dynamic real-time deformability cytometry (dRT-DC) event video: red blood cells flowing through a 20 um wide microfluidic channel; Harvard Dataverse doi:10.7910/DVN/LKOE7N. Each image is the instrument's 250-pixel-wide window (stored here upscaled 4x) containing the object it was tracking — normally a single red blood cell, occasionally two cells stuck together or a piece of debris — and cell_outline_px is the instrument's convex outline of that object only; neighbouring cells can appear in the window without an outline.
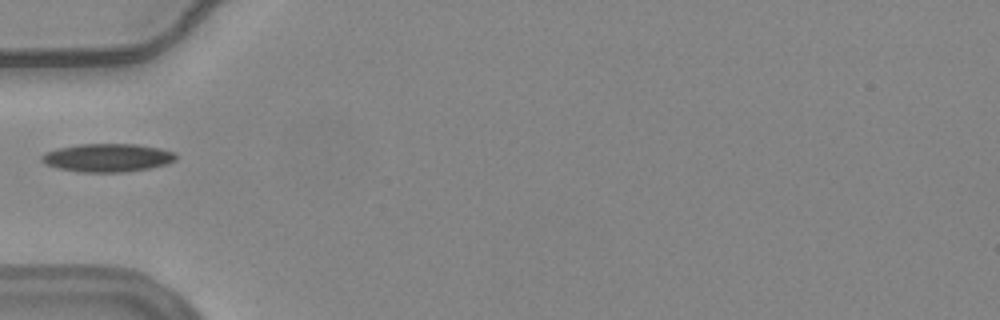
{"species": "common noctule bat (a hibernating species)", "species_latin": "Nyctalus noctula", "temperature_condition": "warm", "stored_images_in_passage": 37, "camera_frame_rate_fps": 3000, "um_per_image_px": 0.085, "animal": {"sex": "female", "body_mass_g": 24.6, "forearm_length_mm": 56.2}, "frame": {"image": 1, "passage_image": 1, "time_ms": 0.0, "image_size_px": [1000, 320], "cell_outline_px": [[176, 160], [168, 164], [128, 172], [80, 172], [60, 168], [44, 164], [40, 160], [40, 156], [44, 152], [60, 148], [80, 144], [136, 144], [160, 148], [176, 152]], "centroid_in_image_um": [9.15, 13.41], "position_along_channel_um": 75.8, "area_um2": 22.2}}
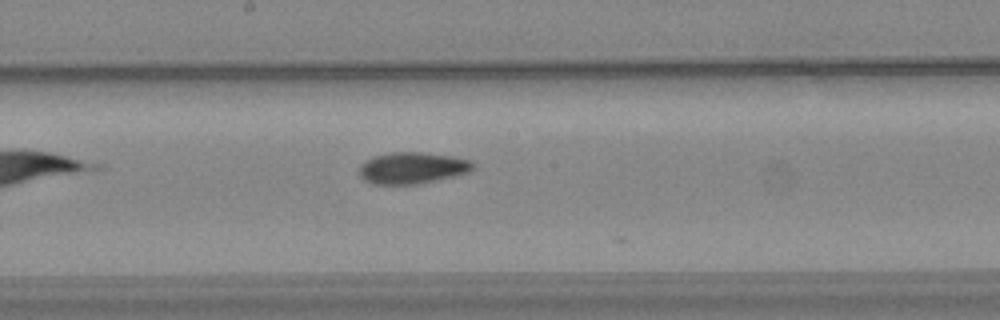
{"frame": {"image": 2, "passage_image": 12, "time_ms": 3.667, "image_size_px": [1000, 320], "cell_outline_px": [[476, 168], [468, 172], [420, 184], [372, 184], [364, 180], [360, 176], [360, 164], [364, 160], [372, 156], [392, 152], [420, 152], [452, 156], [472, 160]], "centroid_in_image_um": [35.03, 14.27], "position_along_channel_um": 213.2, "area_um2": 21.04}}
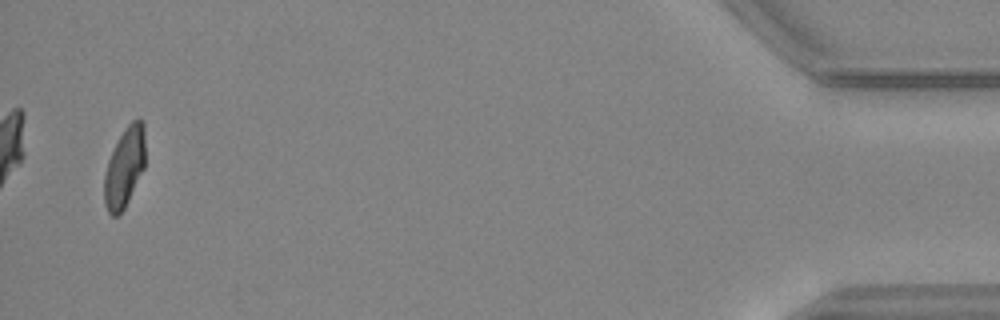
{"frame": {"image": 3, "passage_image": 36, "time_ms": 11.667, "image_size_px": [1000, 320], "cell_outline_px": [[144, 168], [124, 208], [116, 216], [112, 216], [108, 212], [104, 204], [104, 176], [108, 160], [124, 128], [132, 120], [140, 116], [144, 120]], "centroid_in_image_um": [10.58, 14.18], "position_along_channel_um": 424.6, "area_um2": 18.96}}